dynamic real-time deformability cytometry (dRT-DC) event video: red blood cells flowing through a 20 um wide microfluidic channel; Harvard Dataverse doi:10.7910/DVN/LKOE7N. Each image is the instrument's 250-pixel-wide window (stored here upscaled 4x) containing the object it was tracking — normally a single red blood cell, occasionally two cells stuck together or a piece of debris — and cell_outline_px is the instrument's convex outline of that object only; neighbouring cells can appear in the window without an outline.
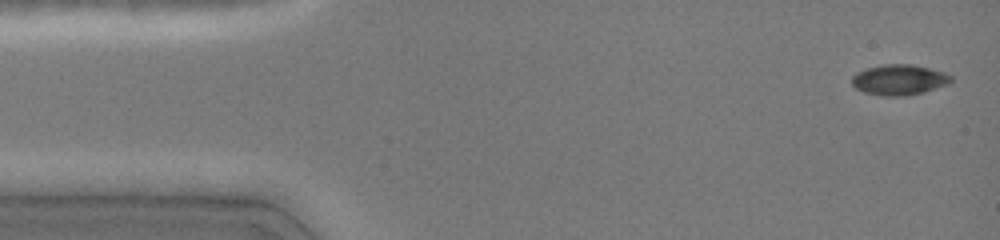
{"species": "common noctule bat (a hibernating species)", "species_latin": "Nyctalus noctula", "temperature_condition": "cold", "stored_images_in_passage": 10, "camera_frame_rate_fps": 3000, "um_per_image_px": 0.085, "animal": {"sex": "female", "body_mass_g": 19.0, "forearm_length_mm": 51.5}, "frame": {"image": 1, "passage_image": 1, "time_ms": 0.0, "image_size_px": [1000, 240], "cell_outline_px": [[952, 80], [948, 84], [924, 92], [904, 96], [884, 96], [864, 92], [856, 88], [852, 84], [852, 76], [856, 72], [868, 68], [884, 64], [912, 64], [944, 72], [952, 76]], "centroid_in_image_um": [76.43, 6.78], "position_along_channel_um": 8.6, "area_um2": 17.57}}
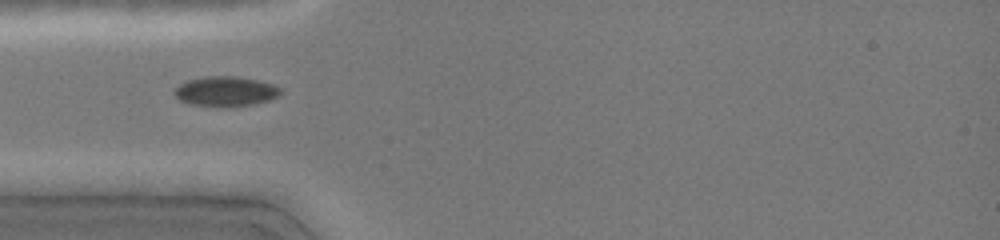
{"frame": {"image": 2, "passage_image": 9, "time_ms": 4.0, "image_size_px": [1000, 240], "cell_outline_px": [[280, 96], [272, 100], [252, 104], [220, 108], [192, 104], [180, 100], [172, 92], [180, 84], [188, 80], [208, 76], [236, 76], [256, 80], [272, 84], [280, 88]], "centroid_in_image_um": [19.18, 7.78], "position_along_channel_um": 65.8, "area_um2": 18.55}}